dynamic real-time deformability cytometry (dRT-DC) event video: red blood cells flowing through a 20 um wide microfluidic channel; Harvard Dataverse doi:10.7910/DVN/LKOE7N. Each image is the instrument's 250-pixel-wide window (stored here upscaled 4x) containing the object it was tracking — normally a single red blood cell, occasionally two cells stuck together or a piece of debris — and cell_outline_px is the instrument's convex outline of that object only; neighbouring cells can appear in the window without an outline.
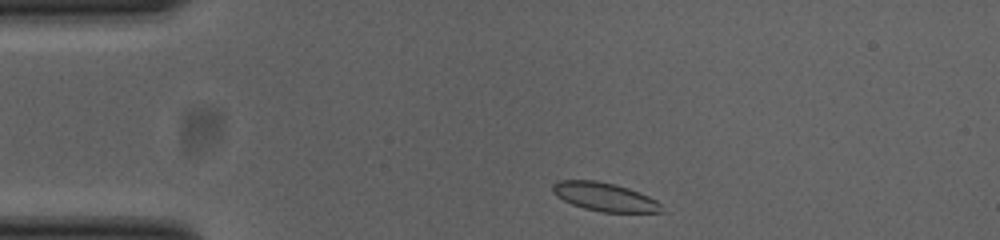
{"species": "common noctule bat (a hibernating species)", "species_latin": "Nyctalus noctula", "temperature_condition": "cold", "stored_images_in_passage": 43, "camera_frame_rate_fps": 3000, "um_per_image_px": 0.085, "animal": {"sex": "female", "body_mass_g": 23.0, "forearm_length_mm": 53.4}, "frame": {"image": 1, "passage_image": 1, "time_ms": 0.0, "image_size_px": [1000, 240], "cell_outline_px": [[664, 212], [600, 212], [584, 208], [572, 204], [556, 196], [552, 192], [552, 184], [556, 180], [596, 180], [616, 184], [628, 188], [648, 196], [656, 200], [660, 204]], "centroid_in_image_um": [51.35, 16.72], "position_along_channel_um": 33.6, "area_um2": 18.15}}
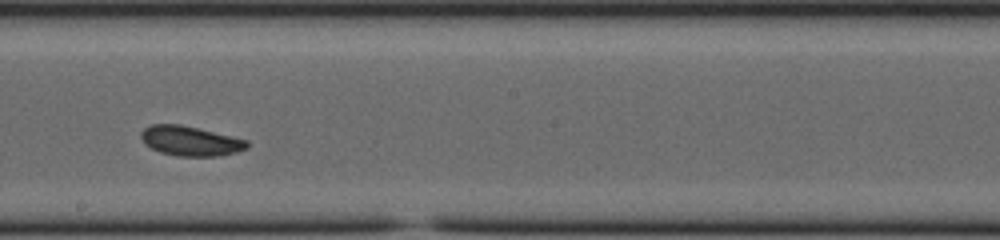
{"frame": {"image": 2, "passage_image": 20, "time_ms": 6.333, "image_size_px": [1000, 240], "cell_outline_px": [[248, 148], [236, 152], [216, 156], [180, 156], [160, 152], [152, 148], [140, 136], [140, 132], [144, 128], [152, 124], [180, 124], [248, 140]], "centroid_in_image_um": [16.19, 11.97], "position_along_channel_um": 232.0, "area_um2": 18.09}}
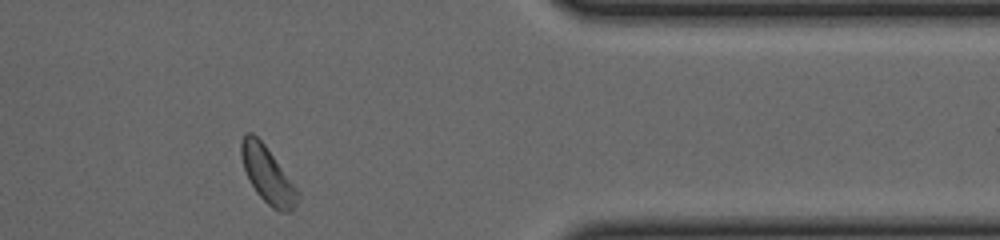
{"frame": {"image": 3, "passage_image": 34, "time_ms": 11.0, "image_size_px": [1000, 240], "cell_outline_px": [[300, 196], [292, 212], [280, 212], [272, 208], [256, 192], [248, 180], [240, 156], [240, 144], [244, 132], [252, 132], [264, 144], [300, 192]], "centroid_in_image_um": [22.73, 14.87], "position_along_channel_um": 388.7, "area_um2": 18.61}, "authors_computed_cell_mechanics": {"area_um2": 18.207, "velocity_mm_per_s": 3.8206, "shape_relaxation_time_tau1_ms": 3.5041, "shape_relaxation_time_tau2_ms": 7.4704, "deformation_change_tau1": 0.1234, "deformation_change_tau2": 0.12}}